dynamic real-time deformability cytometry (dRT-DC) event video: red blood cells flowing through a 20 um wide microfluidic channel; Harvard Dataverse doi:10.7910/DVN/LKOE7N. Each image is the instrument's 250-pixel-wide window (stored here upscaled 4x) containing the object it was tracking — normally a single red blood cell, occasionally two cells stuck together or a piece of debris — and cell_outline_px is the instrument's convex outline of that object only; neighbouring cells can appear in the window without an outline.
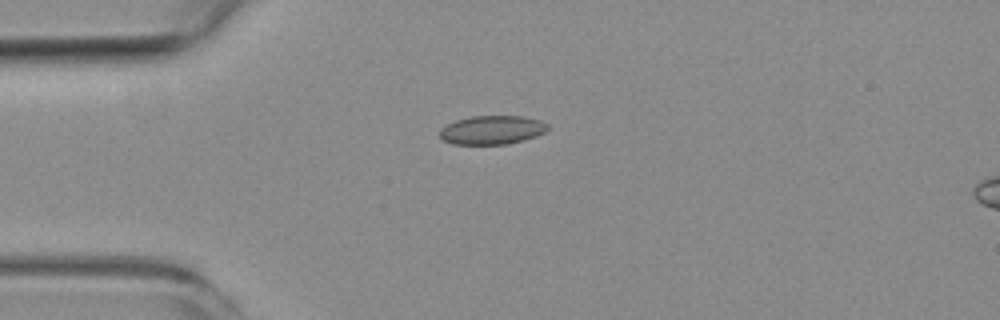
{"species": "common noctule bat (a hibernating species)", "species_latin": "Nyctalus noctula", "temperature_condition": "room temperature", "stored_images_in_passage": 3, "camera_frame_rate_fps": 3000, "um_per_image_px": 0.085, "animal": {"sex": "female", "body_mass_g": 19.3, "forearm_length_mm": 54.1}, "frame": {"image": 1, "passage_image": 1, "time_ms": 0.0, "image_size_px": [1000, 320], "cell_outline_px": [[548, 128], [544, 132], [536, 136], [524, 140], [508, 144], [452, 144], [444, 140], [440, 136], [440, 128], [456, 120], [472, 116], [524, 116], [540, 120], [548, 124]], "centroid_in_image_um": [41.83, 11.04], "position_along_channel_um": 43.2, "area_um2": 18.09}}